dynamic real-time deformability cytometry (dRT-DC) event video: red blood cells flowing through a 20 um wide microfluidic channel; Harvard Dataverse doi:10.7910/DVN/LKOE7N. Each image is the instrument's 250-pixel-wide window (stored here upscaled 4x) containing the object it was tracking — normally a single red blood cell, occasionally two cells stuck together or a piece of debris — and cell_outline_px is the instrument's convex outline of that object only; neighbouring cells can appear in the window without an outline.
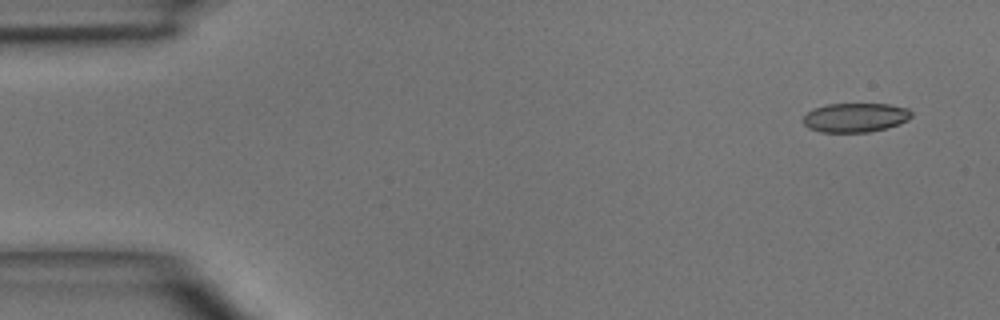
{"species": "common noctule bat (a hibernating species)", "species_latin": "Nyctalus noctula", "temperature_condition": "room temperature", "stored_images_in_passage": 4, "camera_frame_rate_fps": 3000, "um_per_image_px": 0.085, "animal": {"sex": "male", "body_mass_g": 15.6}, "frame": {"image": 1, "passage_image": 1, "time_ms": 0.0, "image_size_px": [1000, 320], "cell_outline_px": [[912, 116], [908, 120], [900, 124], [868, 132], [820, 132], [808, 128], [804, 124], [804, 116], [812, 108], [828, 104], [888, 104], [908, 108], [912, 112]], "centroid_in_image_um": [72.71, 9.99], "position_along_channel_um": 12.3, "area_um2": 18.44}}
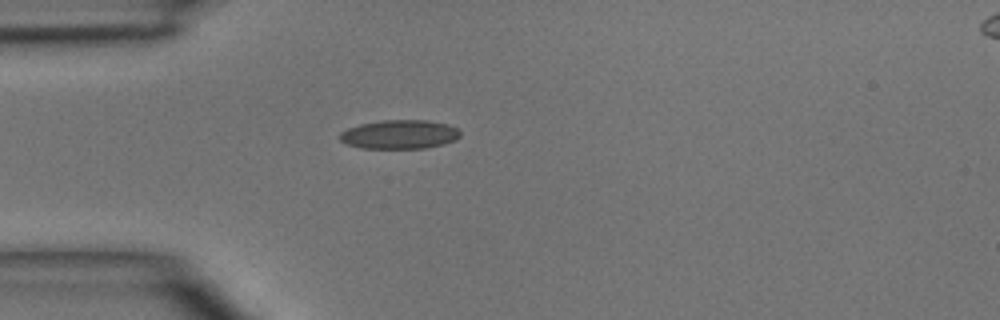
{"frame": {"image": 2, "passage_image": 4, "time_ms": 3.333, "image_size_px": [1000, 320], "cell_outline_px": [[460, 136], [456, 140], [444, 144], [424, 148], [360, 148], [348, 144], [340, 140], [340, 132], [348, 128], [360, 124], [384, 120], [424, 120], [448, 124], [456, 128], [460, 132]], "centroid_in_image_um": [33.97, 11.42], "position_along_channel_um": 51.0, "area_um2": 20.23}}